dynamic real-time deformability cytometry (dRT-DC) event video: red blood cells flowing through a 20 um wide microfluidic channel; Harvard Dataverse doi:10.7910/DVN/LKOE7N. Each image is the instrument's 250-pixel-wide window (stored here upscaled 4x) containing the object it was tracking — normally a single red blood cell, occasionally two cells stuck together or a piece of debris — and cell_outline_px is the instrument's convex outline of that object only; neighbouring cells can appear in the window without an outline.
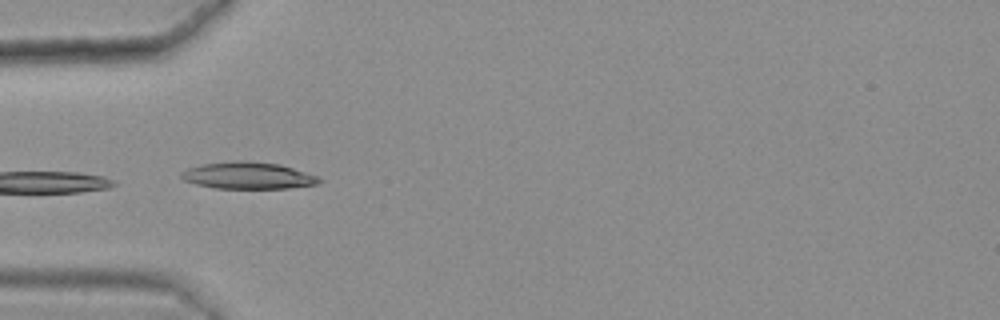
{"species": "common noctule bat (a hibernating species)", "species_latin": "Nyctalus noctula", "temperature_condition": "warm", "stored_images_in_passage": 29, "camera_frame_rate_fps": 3000, "um_per_image_px": 0.085, "animal": {"sex": "female", "body_mass_g": 25.1}, "frame": {"image": 1, "passage_image": 1, "time_ms": 0.0, "image_size_px": [1000, 320], "cell_outline_px": [[324, 180], [320, 184], [288, 188], [216, 188], [196, 184], [184, 180], [180, 176], [180, 172], [188, 168], [204, 164], [240, 160], [280, 164], [316, 176]], "centroid_in_image_um": [21.09, 14.93], "position_along_channel_um": 63.9, "area_um2": 21.39}}